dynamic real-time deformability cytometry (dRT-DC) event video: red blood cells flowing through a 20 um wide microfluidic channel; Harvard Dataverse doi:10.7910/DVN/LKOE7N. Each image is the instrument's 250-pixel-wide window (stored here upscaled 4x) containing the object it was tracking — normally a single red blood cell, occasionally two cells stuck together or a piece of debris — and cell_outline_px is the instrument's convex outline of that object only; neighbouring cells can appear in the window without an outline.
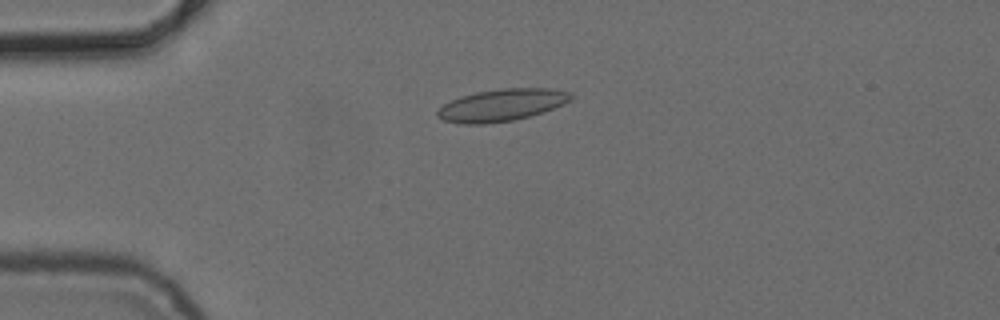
{"species": "common noctule bat (a hibernating species)", "species_latin": "Nyctalus noctula", "temperature_condition": "cold", "stored_images_in_passage": 4, "camera_frame_rate_fps": 3000, "um_per_image_px": 0.085, "animal": {"sex": "female", "body_mass_g": 24.6, "forearm_length_mm": 56.2}, "frame": {"image": 1, "passage_image": 4, "time_ms": 3.667, "image_size_px": [1000, 320], "cell_outline_px": [[576, 96], [572, 100], [564, 104], [544, 112], [516, 120], [484, 124], [464, 124], [444, 120], [436, 116], [436, 112], [444, 104], [460, 96], [476, 92], [500, 88], [548, 88], [572, 92]], "centroid_in_image_um": [42.7, 8.93], "position_along_channel_um": 42.3, "area_um2": 25.26}}